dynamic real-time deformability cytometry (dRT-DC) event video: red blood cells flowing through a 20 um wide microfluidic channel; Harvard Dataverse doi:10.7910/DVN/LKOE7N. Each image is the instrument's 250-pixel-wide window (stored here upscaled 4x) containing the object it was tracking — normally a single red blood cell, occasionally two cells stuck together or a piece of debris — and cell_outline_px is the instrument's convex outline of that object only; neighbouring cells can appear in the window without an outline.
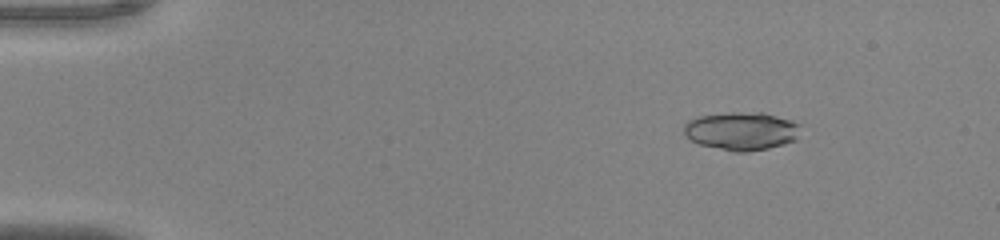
{"species": "common noctule bat (a hibernating species)", "species_latin": "Nyctalus noctula", "temperature_condition": "warm", "stored_images_in_passage": 52, "camera_frame_rate_fps": 3000, "um_per_image_px": 0.085, "animal": {"sex": "male", "body_mass_g": 20.0, "forearm_length_mm": 53.3}, "frame": {"image": 1, "passage_image": 8, "time_ms": 2.333, "image_size_px": [1000, 240], "cell_outline_px": [[800, 124], [796, 140], [784, 144], [768, 148], [748, 152], [736, 152], [700, 144], [692, 140], [684, 132], [684, 124], [688, 120], [696, 116], [732, 112], [764, 112], [792, 120]], "centroid_in_image_um": [63.04, 11.12], "position_along_channel_um": 22.0, "area_um2": 26.01}}
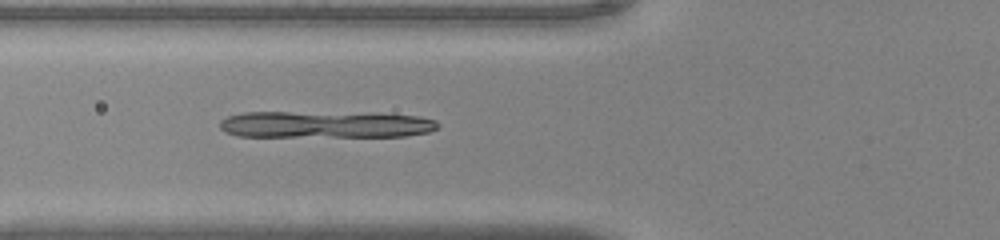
{"frame": {"image": 2, "passage_image": 21, "time_ms": 6.667, "image_size_px": [1000, 240], "cell_outline_px": [[440, 128], [428, 132], [408, 136], [236, 136], [224, 132], [220, 128], [220, 120], [228, 116], [244, 112], [372, 112], [420, 116], [436, 120], [440, 124]], "centroid_in_image_um": [27.72, 10.56], "position_along_channel_um": 98.1, "area_um2": 34.74}}
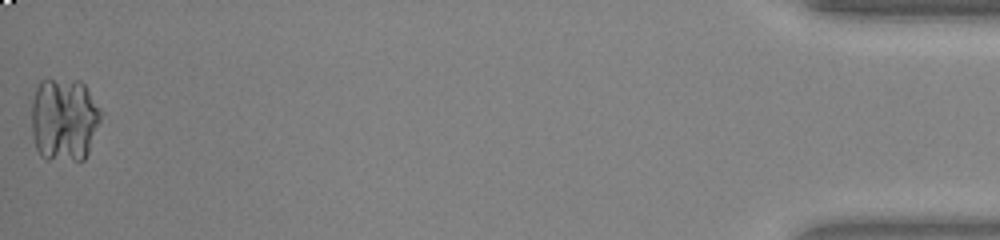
{"frame": {"image": 3, "passage_image": 52, "time_ms": 17.0, "image_size_px": [1000, 240], "cell_outline_px": [[104, 112], [88, 152], [84, 160], [44, 160], [40, 156], [36, 148], [32, 136], [32, 100], [36, 88], [40, 80], [80, 80], [84, 84]], "centroid_in_image_um": [5.46, 10.17], "position_along_channel_um": 429.7, "area_um2": 34.28}}